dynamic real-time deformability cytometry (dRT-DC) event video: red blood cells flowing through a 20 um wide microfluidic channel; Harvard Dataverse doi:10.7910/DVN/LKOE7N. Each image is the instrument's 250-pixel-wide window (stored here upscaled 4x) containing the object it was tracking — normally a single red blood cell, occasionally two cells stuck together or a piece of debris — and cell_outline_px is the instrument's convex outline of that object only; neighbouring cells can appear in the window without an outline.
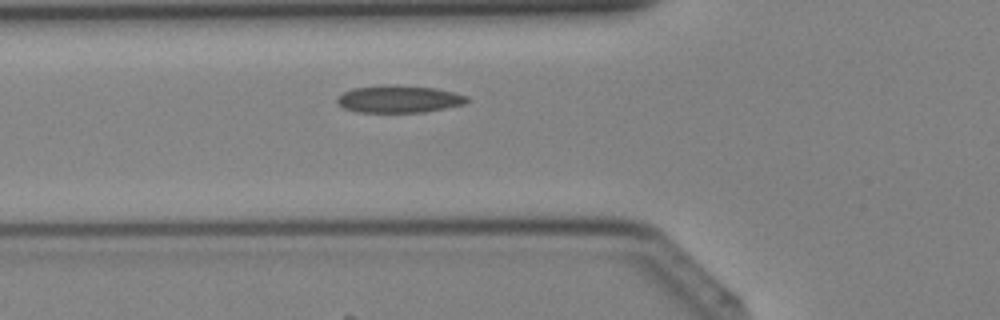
{"species": "Egyptian fruit bat (a non-hibernating species)", "species_latin": "Rousettus aegyptiacus", "temperature_condition": "cold", "stored_images_in_passage": 32, "camera_frame_rate_fps": 3000, "um_per_image_px": 0.085, "animal": {"sex": "female"}, "frame": {"image": 1, "passage_image": 7, "time_ms": 2.0, "image_size_px": [1000, 320], "cell_outline_px": [[468, 100], [464, 104], [424, 112], [356, 112], [344, 108], [336, 100], [336, 96], [352, 88], [384, 84], [436, 88], [456, 92], [468, 96]], "centroid_in_image_um": [33.89, 8.41], "position_along_channel_um": 91.9, "area_um2": 20.75}}
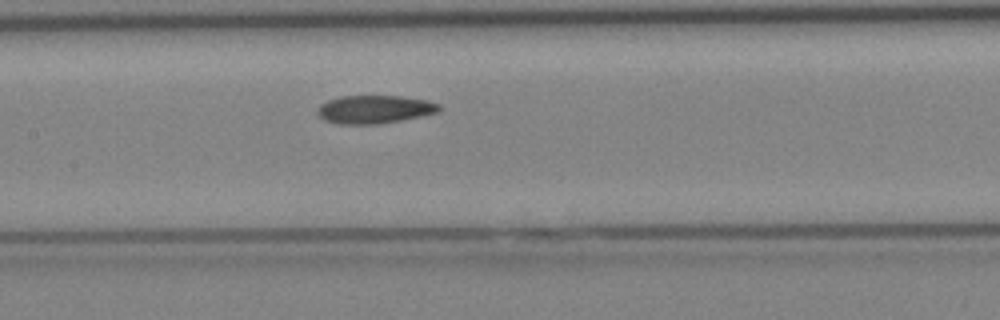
{"frame": {"image": 2, "passage_image": 12, "time_ms": 3.667, "image_size_px": [1000, 320], "cell_outline_px": [[440, 112], [400, 120], [376, 124], [340, 124], [324, 120], [320, 116], [320, 104], [328, 100], [340, 96], [400, 96], [428, 100], [440, 104]], "centroid_in_image_um": [31.88, 9.29], "position_along_channel_um": 175.5, "area_um2": 19.77}}
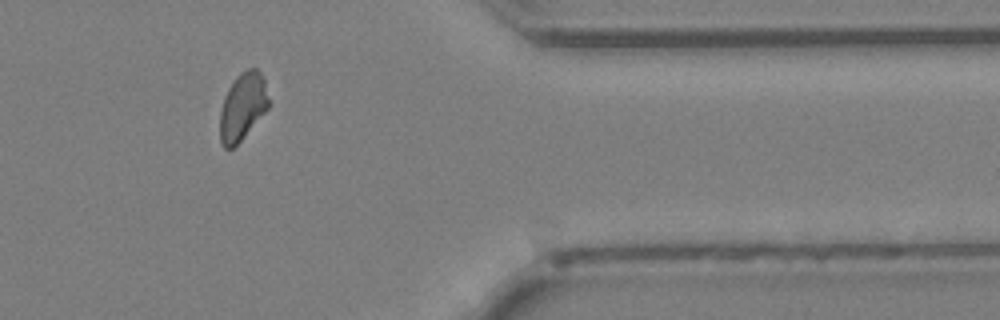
{"frame": {"image": 3, "passage_image": 26, "time_ms": 8.333, "image_size_px": [1000, 320], "cell_outline_px": [[268, 108], [240, 140], [232, 148], [224, 148], [220, 140], [220, 112], [224, 96], [228, 88], [236, 76], [240, 72], [248, 68], [256, 68], [260, 72], [264, 80], [268, 100]], "centroid_in_image_um": [20.6, 9.03], "position_along_channel_um": 390.8, "area_um2": 18.79}}